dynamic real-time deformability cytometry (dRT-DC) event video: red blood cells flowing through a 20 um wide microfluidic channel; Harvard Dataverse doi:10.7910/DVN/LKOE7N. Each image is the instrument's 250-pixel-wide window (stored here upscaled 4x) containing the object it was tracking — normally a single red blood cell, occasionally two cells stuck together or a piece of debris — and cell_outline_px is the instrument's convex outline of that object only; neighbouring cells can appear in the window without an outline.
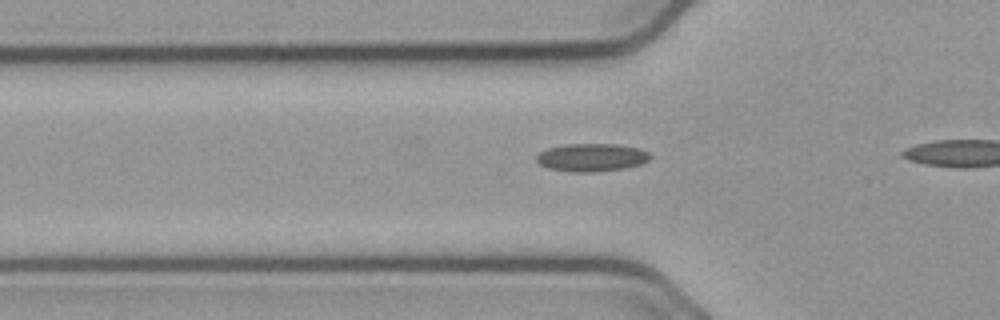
{"species": "common noctule bat (a hibernating species)", "species_latin": "Nyctalus noctula", "temperature_condition": "cold", "stored_images_in_passage": 14, "camera_frame_rate_fps": 3000, "um_per_image_px": 0.085, "animal": {"sex": "male", "body_mass_g": 23.1, "forearm_length_mm": 52.7}, "frame": {"image": 1, "passage_image": 8, "time_ms": 2.333, "image_size_px": [1000, 320], "cell_outline_px": [[652, 156], [648, 160], [640, 164], [624, 168], [592, 172], [572, 172], [548, 168], [540, 164], [536, 160], [536, 156], [540, 152], [548, 148], [564, 144], [612, 144], [636, 148], [648, 152]], "centroid_in_image_um": [50.25, 13.38], "position_along_channel_um": 75.5, "area_um2": 18.32}}
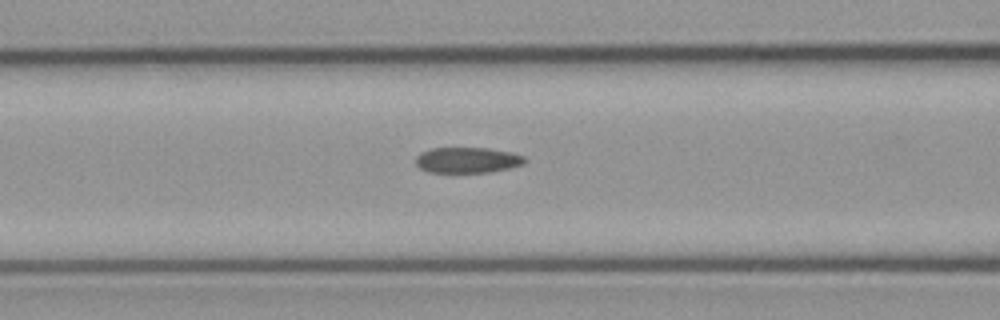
{"frame": {"image": 2, "passage_image": 12, "time_ms": 3.667, "image_size_px": [1000, 320], "cell_outline_px": [[524, 164], [492, 172], [428, 172], [420, 168], [416, 164], [416, 156], [420, 152], [432, 148], [488, 148], [512, 152], [524, 156]], "centroid_in_image_um": [39.71, 13.6], "position_along_channel_um": 126.9, "area_um2": 16.3}}